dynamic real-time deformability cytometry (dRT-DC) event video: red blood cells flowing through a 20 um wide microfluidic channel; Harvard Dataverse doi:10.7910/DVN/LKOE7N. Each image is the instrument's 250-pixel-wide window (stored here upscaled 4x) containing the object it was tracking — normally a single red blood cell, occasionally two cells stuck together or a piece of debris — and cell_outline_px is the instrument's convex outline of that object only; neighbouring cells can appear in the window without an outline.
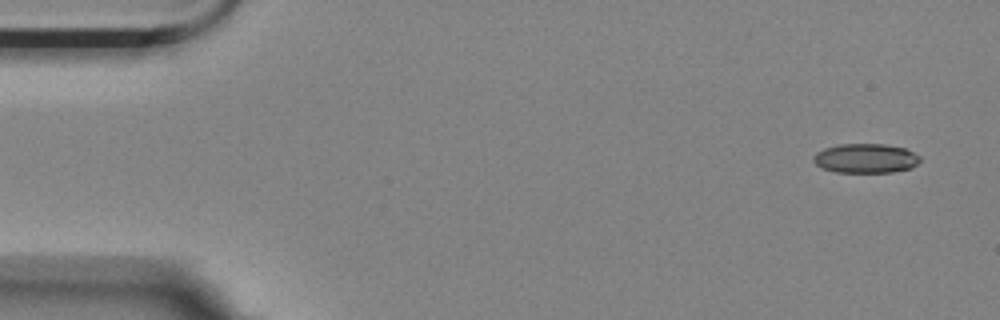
{"species": "Egyptian fruit bat (a non-hibernating species)", "species_latin": "Rousettus aegyptiacus", "temperature_condition": "room temperature", "stored_images_in_passage": 4, "camera_frame_rate_fps": 3000, "um_per_image_px": 0.085, "animal": {"sex": "female"}, "frame": {"image": 1, "passage_image": 1, "time_ms": 0.0, "image_size_px": [1000, 320], "cell_outline_px": [[920, 160], [912, 168], [892, 172], [836, 172], [820, 168], [812, 160], [816, 152], [824, 148], [840, 144], [884, 144], [904, 148], [920, 156]], "centroid_in_image_um": [73.55, 13.46], "position_along_channel_um": 11.4, "area_um2": 18.26}}